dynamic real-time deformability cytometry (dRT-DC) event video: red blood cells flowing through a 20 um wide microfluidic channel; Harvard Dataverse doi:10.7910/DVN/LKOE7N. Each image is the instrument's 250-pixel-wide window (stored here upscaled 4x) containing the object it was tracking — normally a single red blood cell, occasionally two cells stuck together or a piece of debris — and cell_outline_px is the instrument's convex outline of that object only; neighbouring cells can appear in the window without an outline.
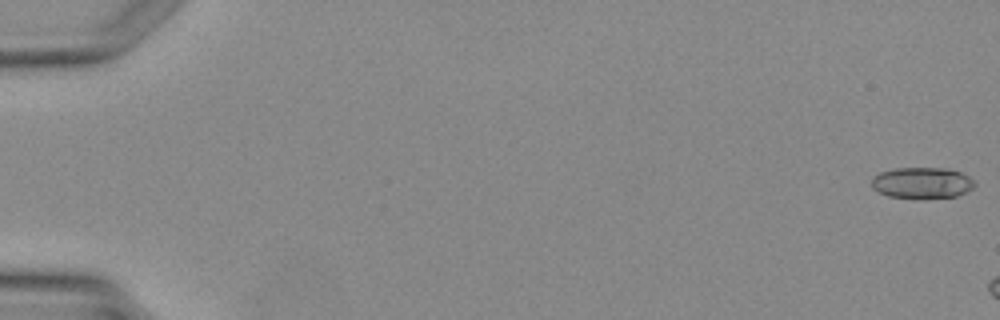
{"species": "Egyptian fruit bat (a non-hibernating species)", "species_latin": "Rousettus aegyptiacus", "temperature_condition": "warm", "stored_images_in_passage": 3, "camera_frame_rate_fps": 3000, "um_per_image_px": 0.085, "animal": {"sex": "female"}, "frame": {"image": 1, "passage_image": 1, "time_ms": 0.0, "image_size_px": [1000, 320], "cell_outline_px": [[976, 184], [972, 188], [956, 196], [920, 200], [888, 196], [872, 188], [872, 176], [880, 172], [896, 168], [948, 168], [960, 172], [968, 176]], "centroid_in_image_um": [78.35, 15.56], "position_along_channel_um": 6.7, "area_um2": 19.02}}